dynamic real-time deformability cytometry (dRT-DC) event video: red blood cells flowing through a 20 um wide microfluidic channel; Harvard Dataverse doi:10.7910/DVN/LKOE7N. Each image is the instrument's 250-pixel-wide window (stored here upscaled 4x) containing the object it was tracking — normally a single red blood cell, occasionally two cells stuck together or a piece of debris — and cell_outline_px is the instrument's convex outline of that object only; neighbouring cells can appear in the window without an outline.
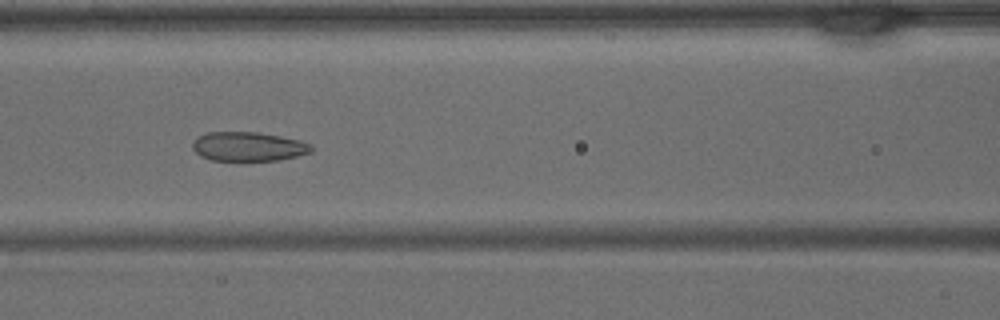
{"species": "common noctule bat (a hibernating species)", "species_latin": "Nyctalus noctula", "temperature_condition": "warm", "stored_images_in_passage": 40, "camera_frame_rate_fps": 3000, "um_per_image_px": 0.085, "animal": {"sex": "male", "body_mass_g": 15.6}, "frame": {"image": 1, "passage_image": 17, "time_ms": 5.333, "image_size_px": [1000, 320], "cell_outline_px": [[312, 152], [280, 160], [212, 160], [200, 156], [192, 148], [192, 144], [200, 136], [208, 132], [256, 132], [280, 136], [300, 140], [312, 144]], "centroid_in_image_um": [21.14, 12.45], "position_along_channel_um": 145.5, "area_um2": 20.06}}
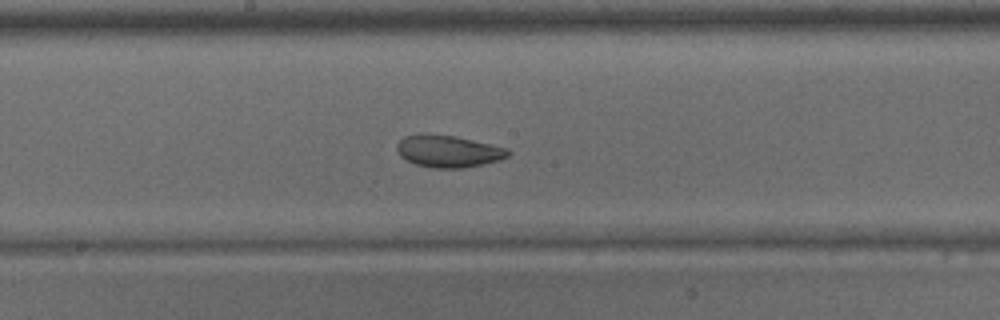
{"frame": {"image": 2, "passage_image": 21, "time_ms": 6.667, "image_size_px": [1000, 320], "cell_outline_px": [[512, 152], [508, 156], [500, 160], [460, 168], [432, 168], [416, 164], [400, 156], [396, 148], [396, 144], [404, 136], [428, 132], [456, 136], [508, 148]], "centroid_in_image_um": [38.09, 12.83], "position_along_channel_um": 210.1, "area_um2": 20.92}}
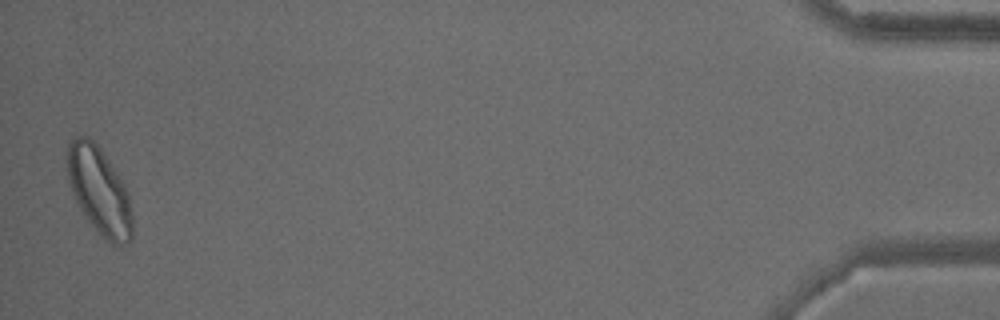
{"frame": {"image": 3, "passage_image": 40, "time_ms": 13.0, "image_size_px": [1000, 320], "cell_outline_px": [[132, 236], [120, 248], [104, 240], [100, 236], [88, 220], [80, 208], [72, 192], [68, 180], [64, 160], [68, 144], [76, 136], [88, 136], [100, 148], [124, 184], [128, 192], [132, 216]], "centroid_in_image_um": [8.41, 16.22], "position_along_channel_um": 426.8, "area_um2": 33.35}}